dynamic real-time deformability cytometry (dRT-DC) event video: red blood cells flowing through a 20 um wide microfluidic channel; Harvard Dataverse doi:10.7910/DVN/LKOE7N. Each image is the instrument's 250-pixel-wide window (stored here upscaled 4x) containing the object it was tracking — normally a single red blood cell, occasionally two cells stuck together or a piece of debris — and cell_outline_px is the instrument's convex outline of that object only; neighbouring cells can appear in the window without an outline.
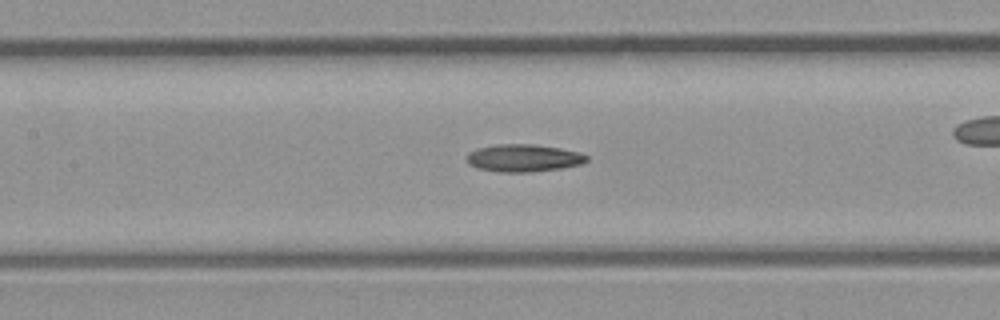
{"species": "common noctule bat (a hibernating species)", "species_latin": "Nyctalus noctula", "temperature_condition": "room temperature", "stored_images_in_passage": 39, "camera_frame_rate_fps": 3000, "um_per_image_px": 0.085, "animal": {"sex": "male", "body_mass_g": 23.1, "forearm_length_mm": 52.7}, "frame": {"image": 1, "passage_image": 17, "time_ms": 5.333, "image_size_px": [1000, 320], "cell_outline_px": [[588, 160], [580, 164], [560, 168], [532, 172], [500, 172], [476, 168], [468, 164], [468, 152], [480, 148], [496, 144], [536, 144], [560, 148], [580, 152], [588, 156]], "centroid_in_image_um": [44.51, 13.43], "position_along_channel_um": 162.9, "area_um2": 19.19}}